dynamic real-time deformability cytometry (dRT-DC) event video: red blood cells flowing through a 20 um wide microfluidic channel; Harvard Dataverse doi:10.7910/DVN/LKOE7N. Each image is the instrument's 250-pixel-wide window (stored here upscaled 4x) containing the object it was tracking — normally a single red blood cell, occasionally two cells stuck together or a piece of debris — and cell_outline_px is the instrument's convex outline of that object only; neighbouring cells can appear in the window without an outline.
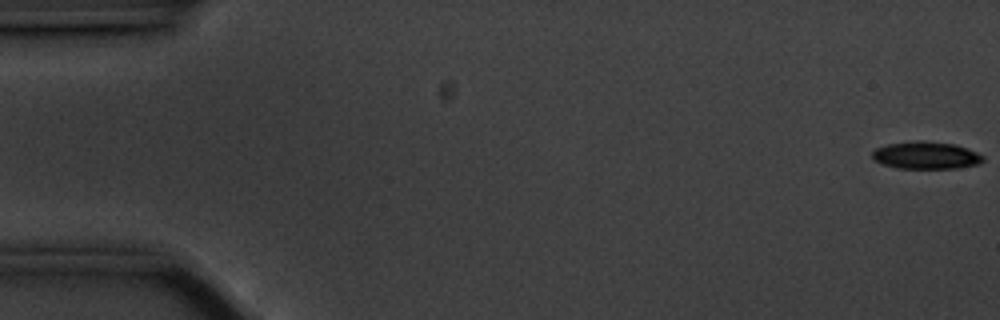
{"species": "common noctule bat (a hibernating species)", "species_latin": "Nyctalus noctula", "temperature_condition": "cold", "stored_images_in_passage": 17, "camera_frame_rate_fps": 3000, "um_per_image_px": 0.085, "animal": {"sex": "male", "body_mass_g": 20.1, "forearm_length_mm": 53.5}, "frame": {"image": 1, "passage_image": 1, "time_ms": 0.0, "image_size_px": [1000, 320], "cell_outline_px": [[984, 160], [980, 164], [956, 168], [900, 168], [884, 164], [872, 160], [872, 152], [876, 148], [888, 144], [916, 140], [920, 140], [952, 144], [968, 148], [984, 156]], "centroid_in_image_um": [78.72, 13.2], "position_along_channel_um": 6.3, "area_um2": 17.63}}
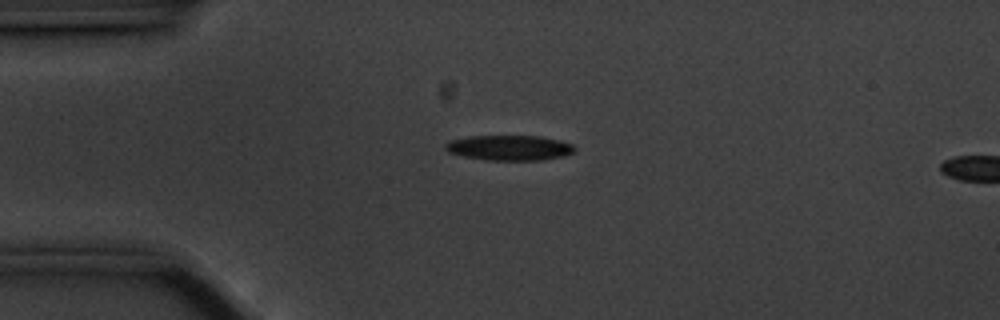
{"frame": {"image": 2, "passage_image": 14, "time_ms": 4.333, "image_size_px": [1000, 320], "cell_outline_px": [[576, 148], [572, 152], [564, 156], [540, 160], [488, 160], [464, 156], [448, 152], [444, 148], [444, 144], [452, 140], [468, 136], [540, 136], [560, 140], [572, 144]], "centroid_in_image_um": [43.3, 12.56], "position_along_channel_um": 41.7, "area_um2": 18.9}}